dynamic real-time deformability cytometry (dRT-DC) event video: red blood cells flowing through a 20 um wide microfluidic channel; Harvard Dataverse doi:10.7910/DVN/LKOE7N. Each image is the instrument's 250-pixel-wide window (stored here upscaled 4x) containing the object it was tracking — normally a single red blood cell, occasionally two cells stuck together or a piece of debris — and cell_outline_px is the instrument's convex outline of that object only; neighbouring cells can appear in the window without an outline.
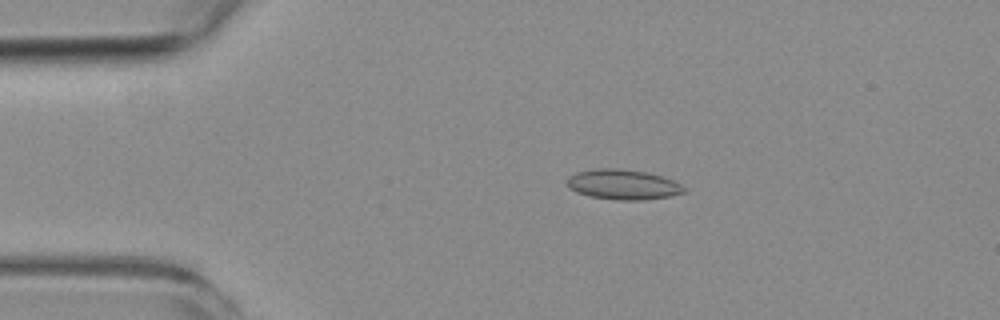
{"species": "common noctule bat (a hibernating species)", "species_latin": "Nyctalus noctula", "temperature_condition": "room temperature", "stored_images_in_passage": 4, "camera_frame_rate_fps": 3000, "um_per_image_px": 0.085, "animal": {"sex": "female", "body_mass_g": 19.3, "forearm_length_mm": 54.1}, "frame": {"image": 1, "passage_image": 3, "time_ms": 2.333, "image_size_px": [1000, 320], "cell_outline_px": [[688, 192], [672, 196], [644, 200], [616, 200], [588, 196], [576, 192], [568, 188], [568, 176], [576, 172], [596, 168], [616, 168], [644, 172], [660, 176], [672, 180], [680, 184]], "centroid_in_image_um": [52.94, 15.69], "position_along_channel_um": 32.1, "area_um2": 20.58}}